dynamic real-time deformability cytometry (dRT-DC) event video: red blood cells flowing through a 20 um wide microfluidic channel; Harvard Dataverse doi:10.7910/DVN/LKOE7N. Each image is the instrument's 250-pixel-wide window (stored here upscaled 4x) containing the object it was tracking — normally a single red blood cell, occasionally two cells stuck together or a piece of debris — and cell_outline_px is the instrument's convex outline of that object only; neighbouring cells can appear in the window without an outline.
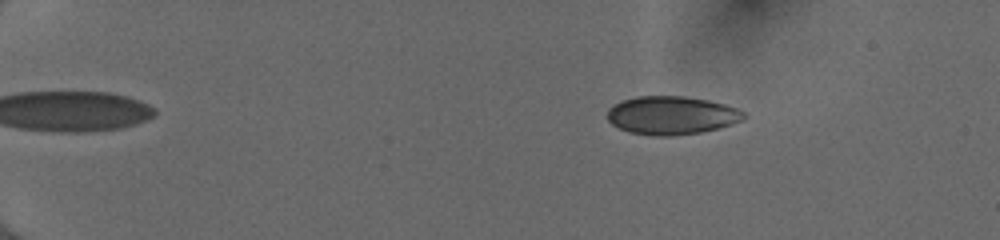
{"species": "human", "species_latin": "Homo sapiens", "temperature_condition": "cold", "stored_images_in_passage": 24, "camera_frame_rate_fps": 3000, "um_per_image_px": 0.085, "donor": {"sex": "female"}, "frame": {"image": 1, "passage_image": 4, "time_ms": 1.0, "image_size_px": [1000, 240], "cell_outline_px": [[748, 116], [744, 120], [720, 128], [700, 132], [672, 136], [656, 136], [628, 132], [612, 124], [608, 120], [608, 108], [624, 100], [636, 96], [684, 96], [708, 100], [724, 104], [736, 108], [744, 112]], "centroid_in_image_um": [57.12, 9.81], "position_along_channel_um": 27.9, "area_um2": 30.52}}
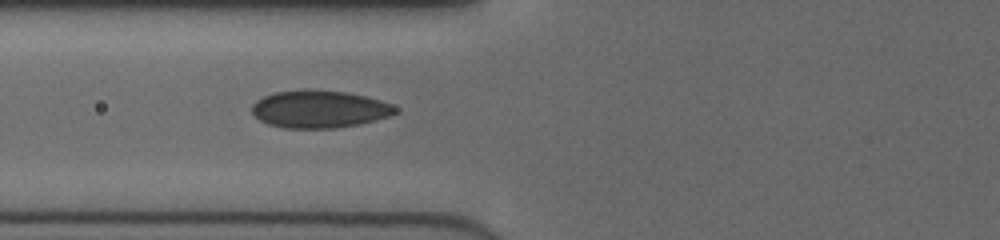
{"frame": {"image": 2, "passage_image": 18, "time_ms": 5.667, "image_size_px": [1000, 240], "cell_outline_px": [[396, 112], [388, 116], [360, 124], [336, 128], [284, 128], [268, 124], [260, 120], [252, 112], [252, 104], [256, 100], [264, 96], [276, 92], [304, 88], [308, 88], [344, 92], [364, 96], [380, 100], [392, 104], [396, 108]], "centroid_in_image_um": [27.11, 9.26], "position_along_channel_um": 98.7, "area_um2": 31.39}}
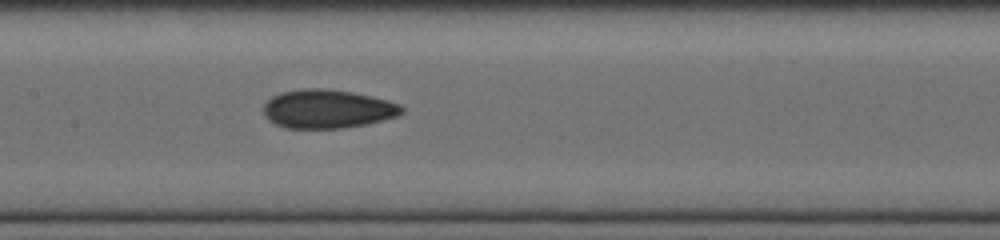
{"frame": {"image": 3, "passage_image": 24, "time_ms": 7.667, "image_size_px": [1000, 240], "cell_outline_px": [[404, 112], [396, 116], [364, 124], [344, 128], [284, 128], [268, 120], [264, 116], [264, 104], [272, 96], [280, 92], [304, 88], [324, 88], [352, 92], [400, 104], [404, 108]], "centroid_in_image_um": [27.78, 9.26], "position_along_channel_um": 179.6, "area_um2": 30.98}}